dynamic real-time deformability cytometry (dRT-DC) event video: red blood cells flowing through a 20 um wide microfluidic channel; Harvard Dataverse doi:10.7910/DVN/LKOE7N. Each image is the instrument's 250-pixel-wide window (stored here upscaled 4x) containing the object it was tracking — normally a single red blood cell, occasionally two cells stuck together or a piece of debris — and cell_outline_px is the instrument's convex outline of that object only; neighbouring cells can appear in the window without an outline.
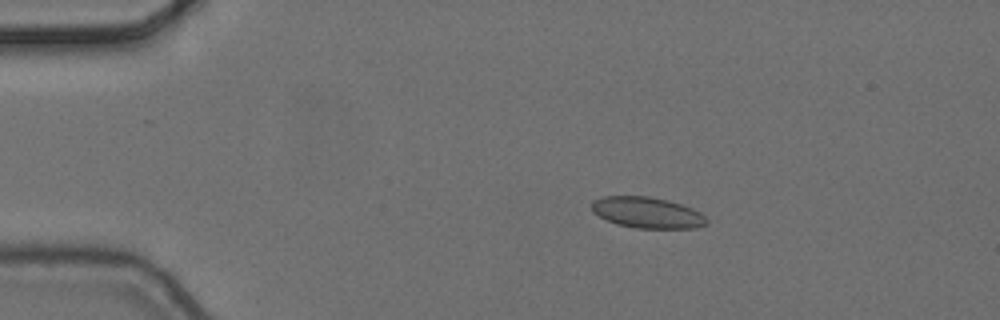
{"species": "common noctule bat (a hibernating species)", "species_latin": "Nyctalus noctula", "temperature_condition": "cold", "stored_images_in_passage": 10, "camera_frame_rate_fps": 3000, "um_per_image_px": 0.085, "animal": {"sex": "female", "body_mass_g": 24.6, "forearm_length_mm": 56.2}, "frame": {"image": 1, "passage_image": 2, "time_ms": 0.333, "image_size_px": [1000, 320], "cell_outline_px": [[708, 224], [696, 228], [636, 228], [616, 224], [592, 212], [592, 200], [604, 196], [648, 196], [668, 200], [692, 208], [700, 212], [708, 220]], "centroid_in_image_um": [55.02, 18.07], "position_along_channel_um": 30.0, "area_um2": 20.81}}
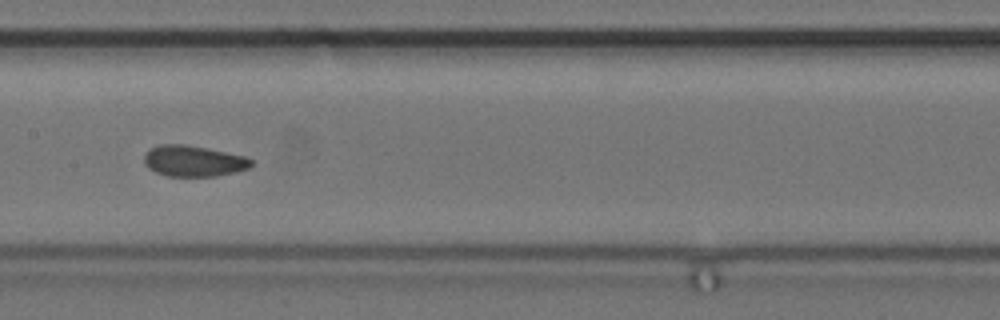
{"frame": {"image": 2, "passage_image": 7, "time_ms": 2.0, "image_size_px": [1000, 320], "cell_outline_px": [[252, 164], [248, 168], [236, 172], [216, 176], [168, 176], [156, 172], [148, 168], [144, 164], [144, 156], [148, 148], [160, 144], [184, 144], [208, 148], [244, 156], [252, 160]], "centroid_in_image_um": [16.41, 13.68], "position_along_channel_um": 191.0, "area_um2": 19.42}}
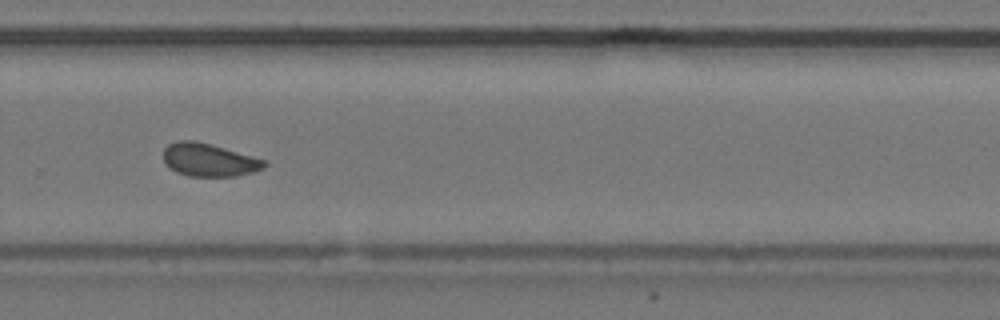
{"frame": {"image": 3, "passage_image": 10, "time_ms": 3.0, "image_size_px": [1000, 320], "cell_outline_px": [[268, 164], [264, 168], [252, 172], [236, 176], [188, 176], [176, 172], [164, 160], [164, 148], [168, 144], [176, 140], [192, 140], [212, 144], [252, 156], [264, 160]], "centroid_in_image_um": [17.77, 13.58], "position_along_channel_um": 312.0, "area_um2": 19.31}}